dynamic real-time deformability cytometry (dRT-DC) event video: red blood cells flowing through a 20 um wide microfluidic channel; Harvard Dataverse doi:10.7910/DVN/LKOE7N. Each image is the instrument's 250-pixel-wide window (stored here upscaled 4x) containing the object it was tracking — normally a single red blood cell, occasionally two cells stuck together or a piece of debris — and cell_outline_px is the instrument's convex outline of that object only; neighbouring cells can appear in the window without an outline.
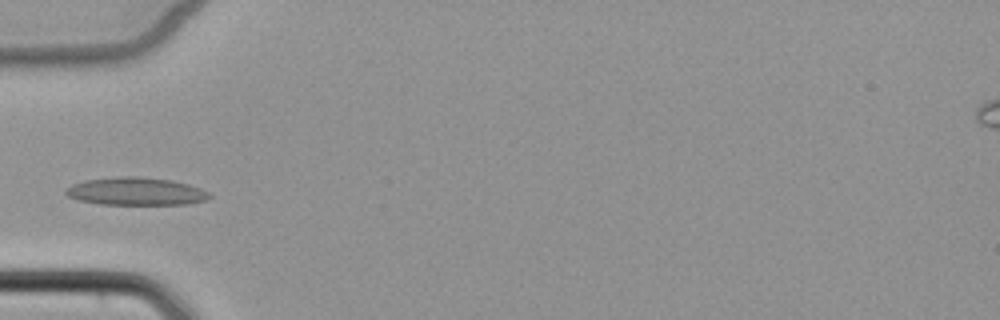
{"species": "common noctule bat (a hibernating species)", "species_latin": "Nyctalus noctula", "temperature_condition": "cold", "stored_images_in_passage": 5, "camera_frame_rate_fps": 3000, "um_per_image_px": 0.085, "animal": {"sex": "female", "body_mass_g": 22.7, "forearm_length_mm": 54.2}, "frame": {"image": 1, "passage_image": 4, "time_ms": 3.667, "image_size_px": [1000, 320], "cell_outline_px": [[212, 196], [208, 200], [188, 204], [100, 204], [80, 200], [68, 196], [64, 192], [64, 188], [72, 184], [84, 180], [116, 176], [136, 176], [172, 180], [188, 184], [200, 188], [208, 192]], "centroid_in_image_um": [11.55, 16.26], "position_along_channel_um": 73.5, "area_um2": 23.41}}
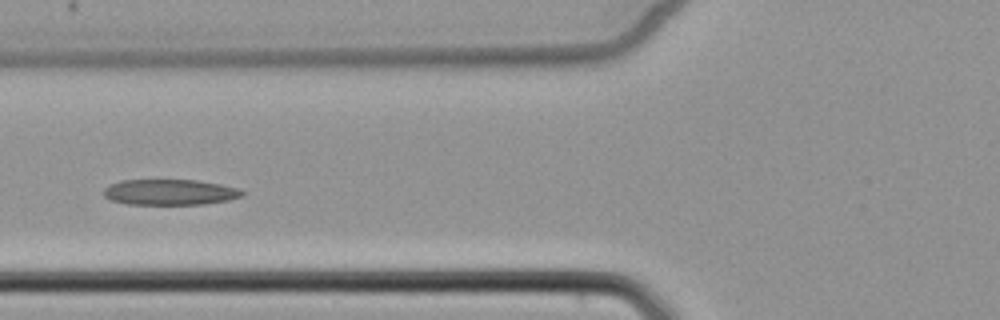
{"frame": {"image": 2, "passage_image": 5, "time_ms": 4.667, "image_size_px": [1000, 320], "cell_outline_px": [[244, 196], [228, 200], [204, 204], [128, 204], [112, 200], [104, 196], [104, 188], [108, 184], [120, 180], [196, 180], [220, 184], [240, 188], [244, 192]], "centroid_in_image_um": [14.45, 16.33], "position_along_channel_um": 111.4, "area_um2": 20.81}}